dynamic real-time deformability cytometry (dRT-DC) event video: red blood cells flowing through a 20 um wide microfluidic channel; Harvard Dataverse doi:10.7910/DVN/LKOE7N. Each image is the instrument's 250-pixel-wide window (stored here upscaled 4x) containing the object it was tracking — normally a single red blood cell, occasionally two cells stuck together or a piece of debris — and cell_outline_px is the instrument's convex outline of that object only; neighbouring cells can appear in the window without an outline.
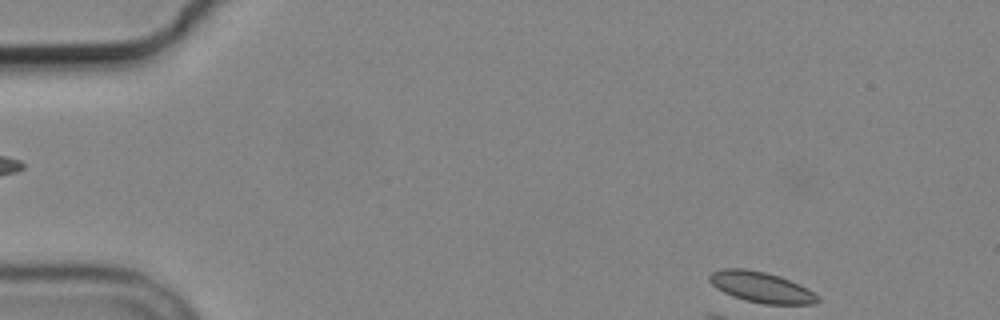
{"species": "common noctule bat (a hibernating species)", "species_latin": "Nyctalus noctula", "temperature_condition": "cold", "stored_images_in_passage": 6, "segment_of_instrument_passage": [2, 2], "camera_frame_rate_fps": 3000, "um_per_image_px": 0.085, "animal": {"sex": "male", "body_mass_g": 19.2, "forearm_length_mm": 51.8}, "frame": {"image": 1, "passage_image": 6, "time_ms": 6.333, "image_size_px": [1000, 320], "cell_outline_px": [[820, 300], [816, 304], [764, 304], [744, 300], [732, 296], [716, 288], [708, 280], [708, 276], [712, 272], [720, 268], [744, 268], [764, 272], [780, 276], [800, 284], [808, 288], [820, 296]], "centroid_in_image_um": [64.72, 24.41], "position_along_channel_um": 20.3, "area_um2": 19.59}}